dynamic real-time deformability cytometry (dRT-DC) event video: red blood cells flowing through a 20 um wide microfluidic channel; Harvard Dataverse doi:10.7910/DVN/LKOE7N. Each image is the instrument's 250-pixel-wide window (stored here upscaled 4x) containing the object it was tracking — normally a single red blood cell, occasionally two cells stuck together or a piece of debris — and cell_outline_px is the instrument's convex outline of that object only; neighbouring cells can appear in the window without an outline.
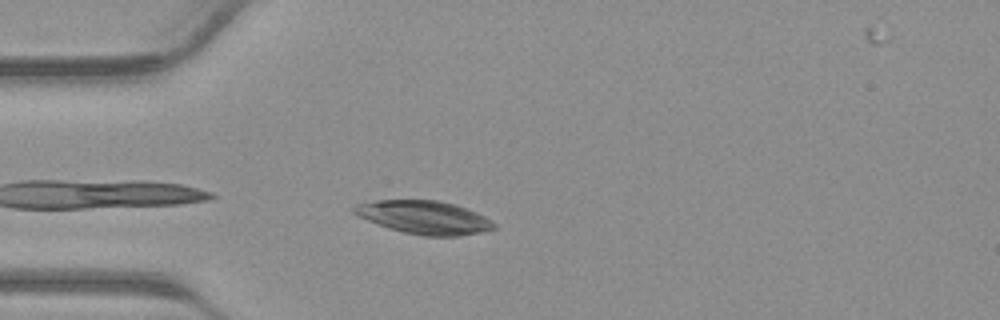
{"species": "common noctule bat (a hibernating species)", "species_latin": "Nyctalus noctula", "temperature_condition": "warm", "stored_images_in_passage": 28, "camera_frame_rate_fps": 3000, "um_per_image_px": 0.085, "animal": {"sex": "male", "body_mass_g": 23.1, "forearm_length_mm": 52.7}, "frame": {"image": 1, "passage_image": 3, "time_ms": 0.667, "image_size_px": [1000, 320], "cell_outline_px": [[496, 228], [456, 236], [424, 236], [404, 232], [388, 228], [368, 220], [352, 212], [352, 208], [356, 204], [376, 200], [440, 200], [456, 204], [476, 212], [484, 216], [496, 224]], "centroid_in_image_um": [36.04, 18.46], "position_along_channel_um": 49.0, "area_um2": 26.88}}
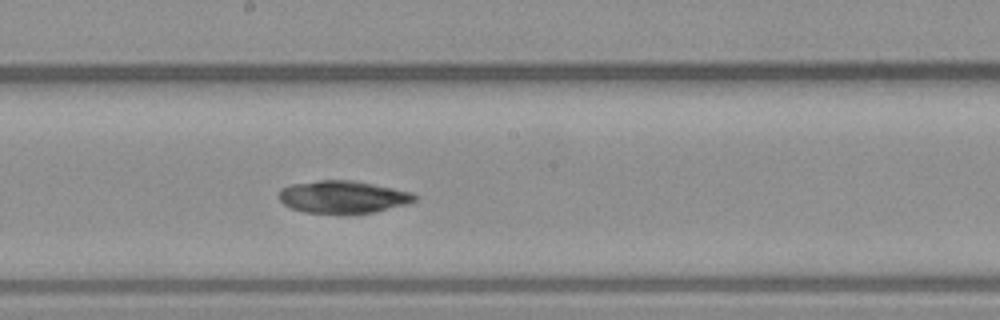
{"frame": {"image": 2, "passage_image": 14, "time_ms": 4.333, "image_size_px": [1000, 320], "cell_outline_px": [[416, 200], [404, 204], [376, 212], [304, 212], [292, 208], [284, 204], [280, 200], [280, 188], [292, 184], [320, 180], [352, 180], [412, 192], [416, 196]], "centroid_in_image_um": [29.13, 16.72], "position_along_channel_um": 219.1, "area_um2": 25.03}}
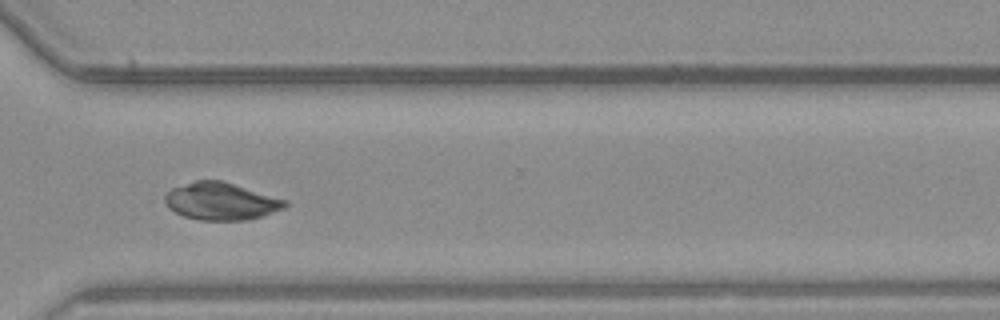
{"frame": {"image": 3, "passage_image": 22, "time_ms": 7.0, "image_size_px": [1000, 320], "cell_outline_px": [[288, 204], [284, 208], [264, 216], [248, 220], [200, 220], [184, 216], [168, 208], [164, 200], [164, 196], [172, 188], [196, 180], [224, 180], [288, 200]], "centroid_in_image_um": [18.82, 17.1], "position_along_channel_um": 351.8, "area_um2": 26.41}}